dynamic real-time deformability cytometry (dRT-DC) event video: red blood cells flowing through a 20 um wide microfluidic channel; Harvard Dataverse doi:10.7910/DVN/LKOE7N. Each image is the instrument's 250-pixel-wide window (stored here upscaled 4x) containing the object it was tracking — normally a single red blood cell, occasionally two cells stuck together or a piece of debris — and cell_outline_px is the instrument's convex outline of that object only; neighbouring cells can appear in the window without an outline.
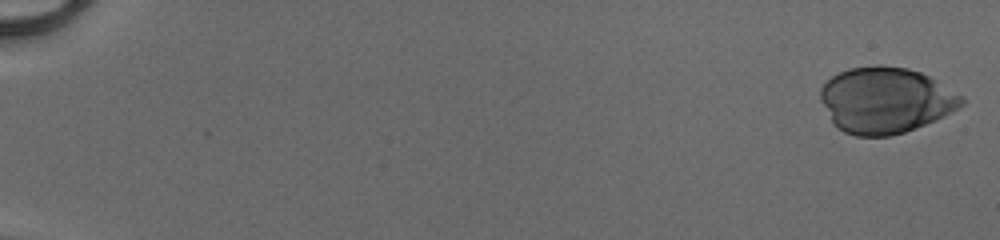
{"species": "human", "species_latin": "Homo sapiens", "temperature_condition": "cold", "stored_images_in_passage": 52, "camera_frame_rate_fps": 3000, "um_per_image_px": 0.085, "donor": {"sex": "male"}, "frame": {"image": 1, "passage_image": 1, "time_ms": 0.0, "image_size_px": [1000, 240], "cell_outline_px": [[964, 104], [952, 112], [944, 116], [904, 132], [888, 136], [856, 136], [844, 132], [832, 120], [820, 100], [820, 88], [832, 76], [848, 68], [876, 64], [880, 64], [908, 68], [920, 72], [936, 80], [964, 96]], "centroid_in_image_um": [75.28, 8.49], "position_along_channel_um": 9.7, "area_um2": 54.16}}
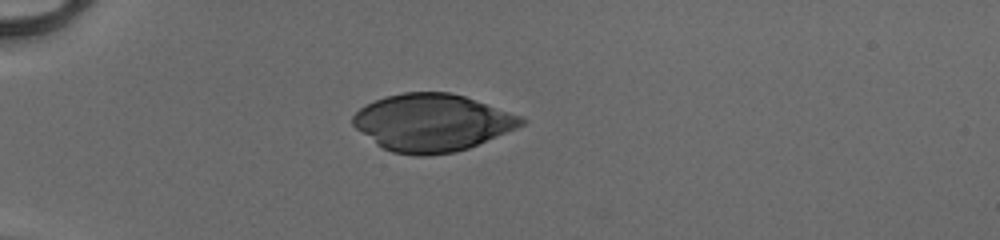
{"frame": {"image": 2, "passage_image": 16, "time_ms": 5.0, "image_size_px": [1000, 240], "cell_outline_px": [[528, 120], [524, 124], [516, 128], [468, 148], [456, 152], [428, 156], [416, 156], [392, 152], [376, 144], [356, 128], [352, 124], [352, 116], [364, 104], [388, 96], [404, 92], [448, 92], [464, 96], [524, 116]], "centroid_in_image_um": [36.74, 10.43], "position_along_channel_um": 48.3, "area_um2": 56.24}}
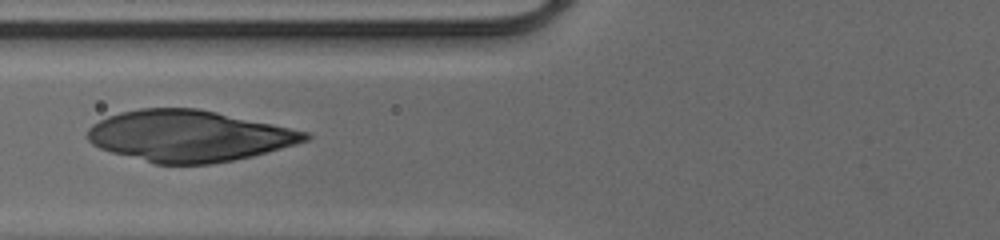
{"frame": {"image": 3, "passage_image": 23, "time_ms": 7.333, "image_size_px": [1000, 240], "cell_outline_px": [[312, 136], [308, 140], [296, 144], [252, 156], [212, 164], [156, 164], [112, 152], [100, 148], [92, 144], [88, 140], [88, 128], [92, 124], [108, 116], [120, 112], [140, 108], [196, 108], [216, 112], [272, 124], [308, 132]], "centroid_in_image_um": [16.04, 11.56], "position_along_channel_um": 109.8, "area_um2": 64.56}}